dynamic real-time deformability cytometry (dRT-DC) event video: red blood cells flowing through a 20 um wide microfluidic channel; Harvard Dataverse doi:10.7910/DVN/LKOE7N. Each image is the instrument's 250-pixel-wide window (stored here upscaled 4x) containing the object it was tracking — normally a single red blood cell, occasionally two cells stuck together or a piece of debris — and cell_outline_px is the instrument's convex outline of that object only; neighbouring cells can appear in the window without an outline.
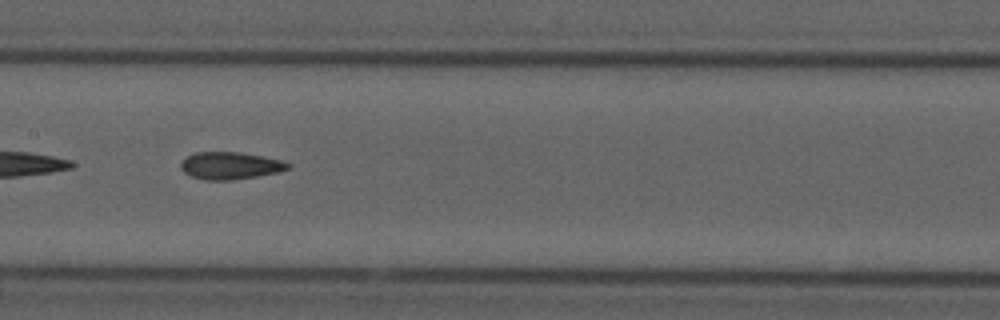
{"species": "common noctule bat (a hibernating species)", "species_latin": "Nyctalus noctula", "temperature_condition": "cold", "stored_images_in_passage": 32, "camera_frame_rate_fps": 3000, "um_per_image_px": 0.085, "animal": {"sex": "male", "forearm_length_mm": 52.5}, "frame": {"image": 1, "passage_image": 14, "time_ms": 4.333, "image_size_px": [1000, 320], "cell_outline_px": [[292, 164], [288, 168], [280, 172], [232, 180], [204, 180], [192, 176], [184, 172], [180, 168], [180, 164], [188, 156], [196, 152], [240, 152], [264, 156], [280, 160]], "centroid_in_image_um": [19.58, 14.08], "position_along_channel_um": 187.8, "area_um2": 16.99}}